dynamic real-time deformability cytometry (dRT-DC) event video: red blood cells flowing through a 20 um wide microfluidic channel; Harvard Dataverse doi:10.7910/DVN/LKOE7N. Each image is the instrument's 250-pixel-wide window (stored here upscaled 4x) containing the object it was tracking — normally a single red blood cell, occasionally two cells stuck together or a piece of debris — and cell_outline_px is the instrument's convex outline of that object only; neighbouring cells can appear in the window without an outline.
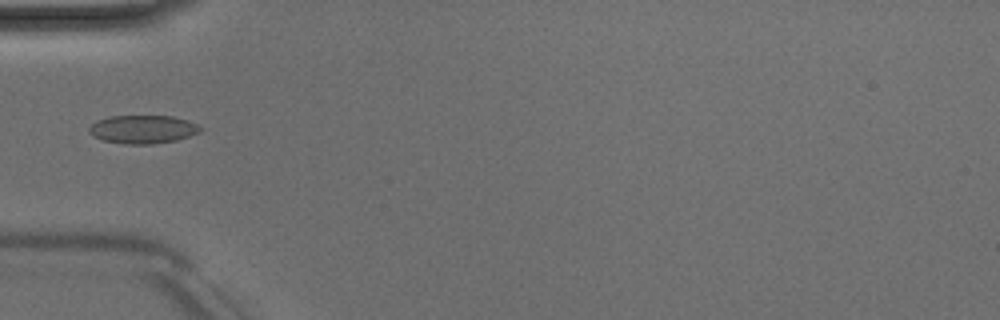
{"species": "Egyptian fruit bat (a non-hibernating species)", "species_latin": "Rousettus aegyptiacus", "temperature_condition": "room temperature", "stored_images_in_passage": 5, "camera_frame_rate_fps": 3000, "um_per_image_px": 0.085, "animal": {"sex": "male"}, "frame": {"image": 1, "passage_image": 4, "time_ms": 3.667, "image_size_px": [1000, 320], "cell_outline_px": [[204, 128], [200, 132], [176, 140], [152, 144], [124, 144], [100, 140], [92, 136], [88, 132], [88, 128], [96, 120], [108, 116], [172, 116], [188, 120]], "centroid_in_image_um": [12.1, 10.99], "position_along_channel_um": 72.9, "area_um2": 18.55}}